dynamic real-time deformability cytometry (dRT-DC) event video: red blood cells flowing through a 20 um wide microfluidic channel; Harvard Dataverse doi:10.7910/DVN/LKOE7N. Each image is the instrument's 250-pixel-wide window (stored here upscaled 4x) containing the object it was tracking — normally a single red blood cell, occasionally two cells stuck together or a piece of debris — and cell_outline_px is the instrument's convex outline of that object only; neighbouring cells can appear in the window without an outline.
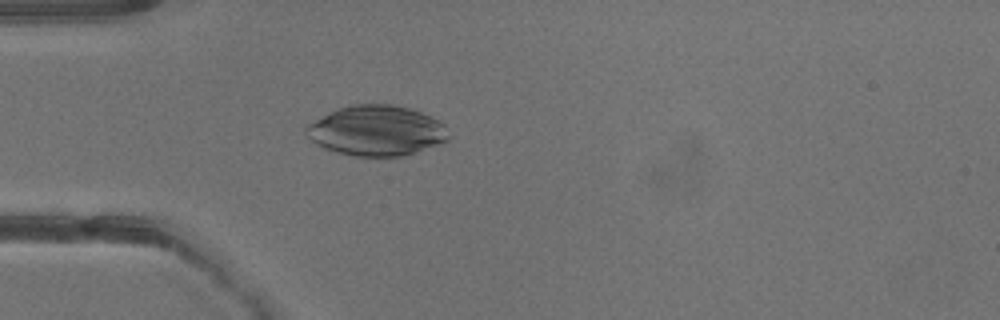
{"species": "common noctule bat (a hibernating species)", "species_latin": "Nyctalus noctula", "temperature_condition": "warm", "stored_images_in_passage": 23, "camera_frame_rate_fps": 3000, "um_per_image_px": 0.085, "animal": {"sex": "male", "body_mass_g": 13.3}, "frame": {"image": 1, "passage_image": 1, "time_ms": 0.0, "image_size_px": [1000, 320], "cell_outline_px": [[452, 136], [448, 140], [440, 144], [400, 156], [352, 156], [324, 148], [316, 144], [304, 132], [304, 124], [336, 108], [352, 104], [392, 104], [408, 108], [420, 112], [444, 124]], "centroid_in_image_um": [31.96, 11.09], "position_along_channel_um": 53.0, "area_um2": 41.91}}
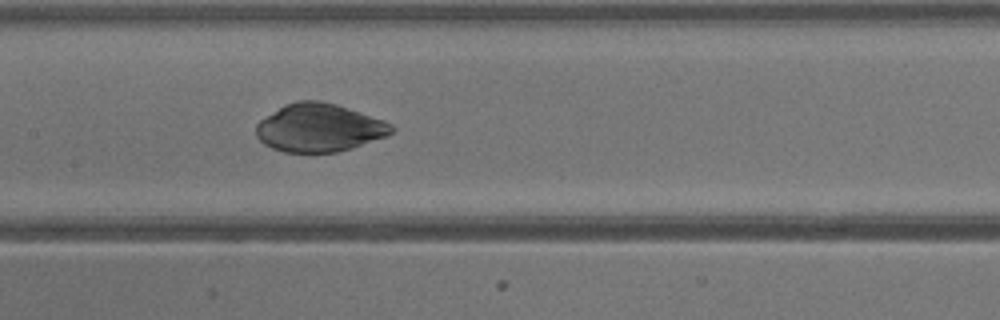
{"frame": {"image": 2, "passage_image": 9, "time_ms": 2.667, "image_size_px": [1000, 320], "cell_outline_px": [[396, 128], [388, 136], [352, 148], [336, 152], [284, 152], [272, 148], [264, 144], [256, 136], [256, 124], [260, 120], [284, 104], [300, 100], [320, 100], [336, 104], [384, 120], [392, 124]], "centroid_in_image_um": [27.14, 10.86], "position_along_channel_um": 180.3, "area_um2": 38.03}}
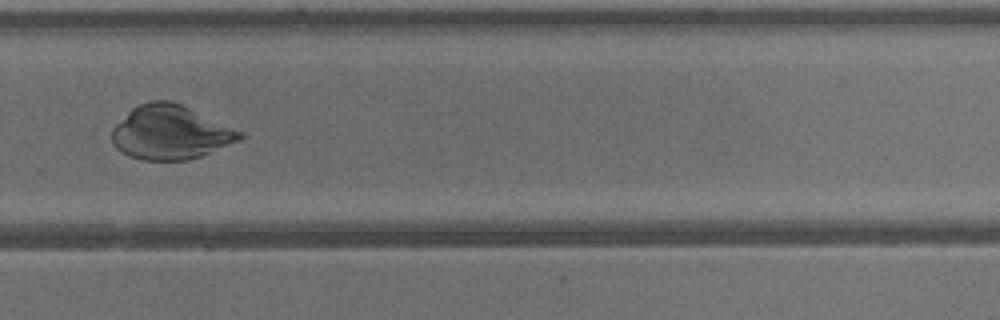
{"frame": {"image": 3, "passage_image": 17, "time_ms": 5.333, "image_size_px": [1000, 320], "cell_outline_px": [[248, 136], [240, 140], [200, 156], [188, 160], [144, 160], [128, 156], [120, 152], [112, 144], [112, 128], [132, 108], [140, 104], [152, 100], [172, 100], [244, 132]], "centroid_in_image_um": [14.49, 11.26], "position_along_channel_um": 315.3, "area_um2": 40.34}}